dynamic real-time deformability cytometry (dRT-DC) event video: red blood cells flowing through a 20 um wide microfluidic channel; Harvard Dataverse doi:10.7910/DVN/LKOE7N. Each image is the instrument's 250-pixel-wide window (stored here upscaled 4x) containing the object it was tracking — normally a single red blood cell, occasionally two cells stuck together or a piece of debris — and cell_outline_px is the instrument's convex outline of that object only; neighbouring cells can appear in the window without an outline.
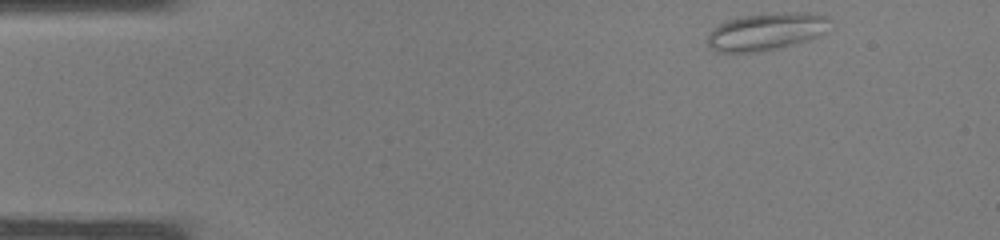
{"species": "common noctule bat (a hibernating species)", "species_latin": "Nyctalus noctula", "temperature_condition": "warm", "stored_images_in_passage": 34, "camera_frame_rate_fps": 3000, "um_per_image_px": 0.085, "animal": {"sex": "male", "body_mass_g": 19.0, "forearm_length_mm": 50.8}, "frame": {"image": 1, "passage_image": 1, "time_ms": 0.0, "image_size_px": [1000, 240], "cell_outline_px": [[832, 20], [824, 32], [808, 40], [776, 48], [752, 52], [716, 52], [708, 44], [708, 36], [712, 28], [728, 20], [744, 16], [784, 12], [808, 12], [828, 16]], "centroid_in_image_um": [65.15, 2.67], "position_along_channel_um": 19.9, "area_um2": 26.36}}
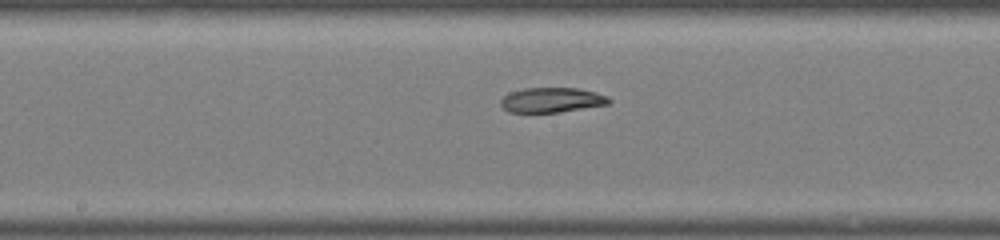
{"frame": {"image": 2, "passage_image": 16, "time_ms": 5.0, "image_size_px": [1000, 240], "cell_outline_px": [[612, 100], [608, 104], [556, 112], [508, 112], [500, 104], [500, 100], [508, 92], [524, 88], [576, 88], [596, 92], [608, 96]], "centroid_in_image_um": [46.87, 8.49], "position_along_channel_um": 201.3, "area_um2": 15.61}}
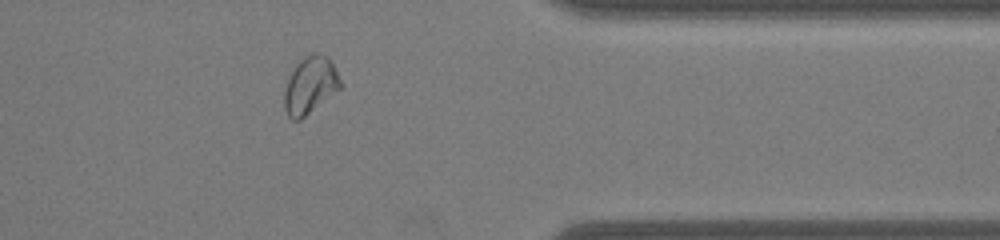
{"frame": {"image": 3, "passage_image": 27, "time_ms": 8.667, "image_size_px": [1000, 240], "cell_outline_px": [[344, 84], [340, 88], [300, 120], [292, 120], [288, 116], [284, 108], [284, 88], [292, 68], [304, 56], [312, 52], [316, 52], [328, 56], [332, 60]], "centroid_in_image_um": [26.37, 7.2], "position_along_channel_um": 385.0, "area_um2": 19.02}}